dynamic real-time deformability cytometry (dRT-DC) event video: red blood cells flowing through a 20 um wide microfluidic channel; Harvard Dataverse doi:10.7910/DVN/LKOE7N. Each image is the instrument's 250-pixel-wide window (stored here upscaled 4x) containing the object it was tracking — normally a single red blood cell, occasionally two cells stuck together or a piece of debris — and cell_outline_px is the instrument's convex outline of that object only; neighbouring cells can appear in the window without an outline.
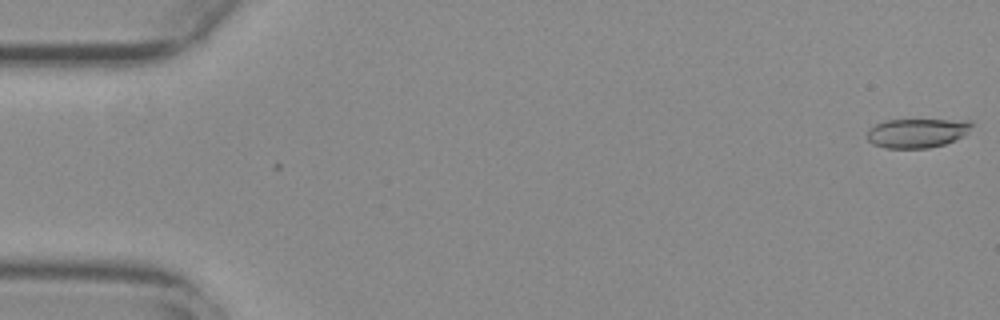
{"species": "common noctule bat (a hibernating species)", "species_latin": "Nyctalus noctula", "temperature_condition": "warm", "stored_images_in_passage": 4, "camera_frame_rate_fps": 3000, "um_per_image_px": 0.085, "animal": {"sex": "female", "body_mass_g": 29.2, "forearm_length_mm": 56.3}, "frame": {"image": 1, "passage_image": 4, "time_ms": 1.0, "image_size_px": [1000, 320], "cell_outline_px": [[972, 124], [956, 140], [944, 144], [928, 148], [888, 148], [872, 144], [868, 140], [868, 132], [876, 124], [884, 120], [972, 120]], "centroid_in_image_um": [77.92, 11.31], "position_along_channel_um": 7.1, "area_um2": 17.46}}